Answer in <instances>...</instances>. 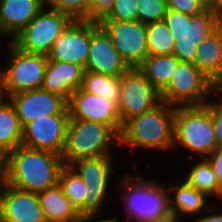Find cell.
<instances>
[{
    "label": "cell",
    "mask_w": 222,
    "mask_h": 222,
    "mask_svg": "<svg viewBox=\"0 0 222 222\" xmlns=\"http://www.w3.org/2000/svg\"><path fill=\"white\" fill-rule=\"evenodd\" d=\"M64 166L61 155L21 145L5 156L1 179L14 188L39 193L58 184Z\"/></svg>",
    "instance_id": "obj_1"
},
{
    "label": "cell",
    "mask_w": 222,
    "mask_h": 222,
    "mask_svg": "<svg viewBox=\"0 0 222 222\" xmlns=\"http://www.w3.org/2000/svg\"><path fill=\"white\" fill-rule=\"evenodd\" d=\"M123 174L118 177V192L123 201L125 220L133 222H174L169 202V191L158 180H145L140 175Z\"/></svg>",
    "instance_id": "obj_2"
},
{
    "label": "cell",
    "mask_w": 222,
    "mask_h": 222,
    "mask_svg": "<svg viewBox=\"0 0 222 222\" xmlns=\"http://www.w3.org/2000/svg\"><path fill=\"white\" fill-rule=\"evenodd\" d=\"M175 106L162 101L153 109L129 119L120 135V147L130 153L136 149L173 150ZM164 150V151H163Z\"/></svg>",
    "instance_id": "obj_3"
},
{
    "label": "cell",
    "mask_w": 222,
    "mask_h": 222,
    "mask_svg": "<svg viewBox=\"0 0 222 222\" xmlns=\"http://www.w3.org/2000/svg\"><path fill=\"white\" fill-rule=\"evenodd\" d=\"M178 148L190 151V160L206 158L217 148L213 117L205 105L175 106L173 150Z\"/></svg>",
    "instance_id": "obj_4"
},
{
    "label": "cell",
    "mask_w": 222,
    "mask_h": 222,
    "mask_svg": "<svg viewBox=\"0 0 222 222\" xmlns=\"http://www.w3.org/2000/svg\"><path fill=\"white\" fill-rule=\"evenodd\" d=\"M120 150V135L102 122L69 119L62 158L65 165L80 158L113 155Z\"/></svg>",
    "instance_id": "obj_5"
},
{
    "label": "cell",
    "mask_w": 222,
    "mask_h": 222,
    "mask_svg": "<svg viewBox=\"0 0 222 222\" xmlns=\"http://www.w3.org/2000/svg\"><path fill=\"white\" fill-rule=\"evenodd\" d=\"M164 21L175 38L173 55L180 62L192 64L195 63L198 45L220 26L212 8H206L203 12L191 16L167 10Z\"/></svg>",
    "instance_id": "obj_6"
},
{
    "label": "cell",
    "mask_w": 222,
    "mask_h": 222,
    "mask_svg": "<svg viewBox=\"0 0 222 222\" xmlns=\"http://www.w3.org/2000/svg\"><path fill=\"white\" fill-rule=\"evenodd\" d=\"M72 22L69 16L46 5L10 42L22 52L48 55Z\"/></svg>",
    "instance_id": "obj_7"
},
{
    "label": "cell",
    "mask_w": 222,
    "mask_h": 222,
    "mask_svg": "<svg viewBox=\"0 0 222 222\" xmlns=\"http://www.w3.org/2000/svg\"><path fill=\"white\" fill-rule=\"evenodd\" d=\"M217 89L195 64L180 62L161 99L173 106L204 105Z\"/></svg>",
    "instance_id": "obj_8"
},
{
    "label": "cell",
    "mask_w": 222,
    "mask_h": 222,
    "mask_svg": "<svg viewBox=\"0 0 222 222\" xmlns=\"http://www.w3.org/2000/svg\"><path fill=\"white\" fill-rule=\"evenodd\" d=\"M8 45V59L1 67L6 97L22 91L40 89L48 56L22 52L11 42Z\"/></svg>",
    "instance_id": "obj_9"
},
{
    "label": "cell",
    "mask_w": 222,
    "mask_h": 222,
    "mask_svg": "<svg viewBox=\"0 0 222 222\" xmlns=\"http://www.w3.org/2000/svg\"><path fill=\"white\" fill-rule=\"evenodd\" d=\"M113 155L80 158L69 164L86 186L85 217L100 215L114 174ZM106 197V198H105Z\"/></svg>",
    "instance_id": "obj_10"
},
{
    "label": "cell",
    "mask_w": 222,
    "mask_h": 222,
    "mask_svg": "<svg viewBox=\"0 0 222 222\" xmlns=\"http://www.w3.org/2000/svg\"><path fill=\"white\" fill-rule=\"evenodd\" d=\"M119 115L124 125L162 102L161 92L138 68H130L120 76Z\"/></svg>",
    "instance_id": "obj_11"
},
{
    "label": "cell",
    "mask_w": 222,
    "mask_h": 222,
    "mask_svg": "<svg viewBox=\"0 0 222 222\" xmlns=\"http://www.w3.org/2000/svg\"><path fill=\"white\" fill-rule=\"evenodd\" d=\"M69 119L67 106L59 114L36 118L23 127L22 145L62 155Z\"/></svg>",
    "instance_id": "obj_12"
},
{
    "label": "cell",
    "mask_w": 222,
    "mask_h": 222,
    "mask_svg": "<svg viewBox=\"0 0 222 222\" xmlns=\"http://www.w3.org/2000/svg\"><path fill=\"white\" fill-rule=\"evenodd\" d=\"M115 49L130 68H138L148 56L146 24L133 21H101Z\"/></svg>",
    "instance_id": "obj_13"
},
{
    "label": "cell",
    "mask_w": 222,
    "mask_h": 222,
    "mask_svg": "<svg viewBox=\"0 0 222 222\" xmlns=\"http://www.w3.org/2000/svg\"><path fill=\"white\" fill-rule=\"evenodd\" d=\"M67 107L70 119L102 122L121 135L123 124L114 101L78 88L67 101Z\"/></svg>",
    "instance_id": "obj_14"
},
{
    "label": "cell",
    "mask_w": 222,
    "mask_h": 222,
    "mask_svg": "<svg viewBox=\"0 0 222 222\" xmlns=\"http://www.w3.org/2000/svg\"><path fill=\"white\" fill-rule=\"evenodd\" d=\"M129 69L105 29L99 23L91 22V43L84 70L120 77Z\"/></svg>",
    "instance_id": "obj_15"
},
{
    "label": "cell",
    "mask_w": 222,
    "mask_h": 222,
    "mask_svg": "<svg viewBox=\"0 0 222 222\" xmlns=\"http://www.w3.org/2000/svg\"><path fill=\"white\" fill-rule=\"evenodd\" d=\"M0 215L3 222H47L38 193L23 191L0 179Z\"/></svg>",
    "instance_id": "obj_16"
},
{
    "label": "cell",
    "mask_w": 222,
    "mask_h": 222,
    "mask_svg": "<svg viewBox=\"0 0 222 222\" xmlns=\"http://www.w3.org/2000/svg\"><path fill=\"white\" fill-rule=\"evenodd\" d=\"M91 43V21H73L58 37L48 60L70 62L86 67Z\"/></svg>",
    "instance_id": "obj_17"
},
{
    "label": "cell",
    "mask_w": 222,
    "mask_h": 222,
    "mask_svg": "<svg viewBox=\"0 0 222 222\" xmlns=\"http://www.w3.org/2000/svg\"><path fill=\"white\" fill-rule=\"evenodd\" d=\"M8 98L16 109L22 127L38 117L59 114L67 106L63 97L41 88L18 92Z\"/></svg>",
    "instance_id": "obj_18"
},
{
    "label": "cell",
    "mask_w": 222,
    "mask_h": 222,
    "mask_svg": "<svg viewBox=\"0 0 222 222\" xmlns=\"http://www.w3.org/2000/svg\"><path fill=\"white\" fill-rule=\"evenodd\" d=\"M46 5L45 0H0V33L12 40Z\"/></svg>",
    "instance_id": "obj_19"
},
{
    "label": "cell",
    "mask_w": 222,
    "mask_h": 222,
    "mask_svg": "<svg viewBox=\"0 0 222 222\" xmlns=\"http://www.w3.org/2000/svg\"><path fill=\"white\" fill-rule=\"evenodd\" d=\"M84 69L74 63L47 60L41 89L55 93L66 101L81 87Z\"/></svg>",
    "instance_id": "obj_20"
},
{
    "label": "cell",
    "mask_w": 222,
    "mask_h": 222,
    "mask_svg": "<svg viewBox=\"0 0 222 222\" xmlns=\"http://www.w3.org/2000/svg\"><path fill=\"white\" fill-rule=\"evenodd\" d=\"M170 211L174 222H180L183 217L201 214L202 210H206L207 199L209 198L205 193L196 190L190 186L185 180L181 184H168ZM172 191V192H171ZM173 194V195H172Z\"/></svg>",
    "instance_id": "obj_21"
},
{
    "label": "cell",
    "mask_w": 222,
    "mask_h": 222,
    "mask_svg": "<svg viewBox=\"0 0 222 222\" xmlns=\"http://www.w3.org/2000/svg\"><path fill=\"white\" fill-rule=\"evenodd\" d=\"M194 64L218 88H222V25L198 45Z\"/></svg>",
    "instance_id": "obj_22"
},
{
    "label": "cell",
    "mask_w": 222,
    "mask_h": 222,
    "mask_svg": "<svg viewBox=\"0 0 222 222\" xmlns=\"http://www.w3.org/2000/svg\"><path fill=\"white\" fill-rule=\"evenodd\" d=\"M38 197L47 222H83L59 184L39 192Z\"/></svg>",
    "instance_id": "obj_23"
},
{
    "label": "cell",
    "mask_w": 222,
    "mask_h": 222,
    "mask_svg": "<svg viewBox=\"0 0 222 222\" xmlns=\"http://www.w3.org/2000/svg\"><path fill=\"white\" fill-rule=\"evenodd\" d=\"M23 127L9 98L0 103V151L4 156L22 145Z\"/></svg>",
    "instance_id": "obj_24"
},
{
    "label": "cell",
    "mask_w": 222,
    "mask_h": 222,
    "mask_svg": "<svg viewBox=\"0 0 222 222\" xmlns=\"http://www.w3.org/2000/svg\"><path fill=\"white\" fill-rule=\"evenodd\" d=\"M179 63L174 55H148L138 69L162 92L169 85Z\"/></svg>",
    "instance_id": "obj_25"
},
{
    "label": "cell",
    "mask_w": 222,
    "mask_h": 222,
    "mask_svg": "<svg viewBox=\"0 0 222 222\" xmlns=\"http://www.w3.org/2000/svg\"><path fill=\"white\" fill-rule=\"evenodd\" d=\"M184 180L193 188L205 193L209 200L210 198L217 197L222 200V190L218 187L216 175L206 158H198L190 167L189 172L186 173Z\"/></svg>",
    "instance_id": "obj_26"
},
{
    "label": "cell",
    "mask_w": 222,
    "mask_h": 222,
    "mask_svg": "<svg viewBox=\"0 0 222 222\" xmlns=\"http://www.w3.org/2000/svg\"><path fill=\"white\" fill-rule=\"evenodd\" d=\"M84 92L101 95L117 105L120 99V77L84 70L80 87Z\"/></svg>",
    "instance_id": "obj_27"
},
{
    "label": "cell",
    "mask_w": 222,
    "mask_h": 222,
    "mask_svg": "<svg viewBox=\"0 0 222 222\" xmlns=\"http://www.w3.org/2000/svg\"><path fill=\"white\" fill-rule=\"evenodd\" d=\"M58 184L72 206L85 218L86 186L84 181L69 165H65L60 171Z\"/></svg>",
    "instance_id": "obj_28"
},
{
    "label": "cell",
    "mask_w": 222,
    "mask_h": 222,
    "mask_svg": "<svg viewBox=\"0 0 222 222\" xmlns=\"http://www.w3.org/2000/svg\"><path fill=\"white\" fill-rule=\"evenodd\" d=\"M148 55H173L175 38L164 20L146 25Z\"/></svg>",
    "instance_id": "obj_29"
},
{
    "label": "cell",
    "mask_w": 222,
    "mask_h": 222,
    "mask_svg": "<svg viewBox=\"0 0 222 222\" xmlns=\"http://www.w3.org/2000/svg\"><path fill=\"white\" fill-rule=\"evenodd\" d=\"M47 5L73 21H90V0H48Z\"/></svg>",
    "instance_id": "obj_30"
},
{
    "label": "cell",
    "mask_w": 222,
    "mask_h": 222,
    "mask_svg": "<svg viewBox=\"0 0 222 222\" xmlns=\"http://www.w3.org/2000/svg\"><path fill=\"white\" fill-rule=\"evenodd\" d=\"M167 10L166 0H138V20L143 24L164 20Z\"/></svg>",
    "instance_id": "obj_31"
},
{
    "label": "cell",
    "mask_w": 222,
    "mask_h": 222,
    "mask_svg": "<svg viewBox=\"0 0 222 222\" xmlns=\"http://www.w3.org/2000/svg\"><path fill=\"white\" fill-rule=\"evenodd\" d=\"M138 20V0H115L111 12L102 21Z\"/></svg>",
    "instance_id": "obj_32"
},
{
    "label": "cell",
    "mask_w": 222,
    "mask_h": 222,
    "mask_svg": "<svg viewBox=\"0 0 222 222\" xmlns=\"http://www.w3.org/2000/svg\"><path fill=\"white\" fill-rule=\"evenodd\" d=\"M214 95H217L216 97L221 100L217 102L214 100L212 102L207 101L204 105L209 109L213 117L216 134V146L217 148H222V88H218L214 92Z\"/></svg>",
    "instance_id": "obj_33"
},
{
    "label": "cell",
    "mask_w": 222,
    "mask_h": 222,
    "mask_svg": "<svg viewBox=\"0 0 222 222\" xmlns=\"http://www.w3.org/2000/svg\"><path fill=\"white\" fill-rule=\"evenodd\" d=\"M168 10H175L187 15H196L203 12L207 7L199 0H166Z\"/></svg>",
    "instance_id": "obj_34"
},
{
    "label": "cell",
    "mask_w": 222,
    "mask_h": 222,
    "mask_svg": "<svg viewBox=\"0 0 222 222\" xmlns=\"http://www.w3.org/2000/svg\"><path fill=\"white\" fill-rule=\"evenodd\" d=\"M115 0H90V21L100 23L112 10Z\"/></svg>",
    "instance_id": "obj_35"
},
{
    "label": "cell",
    "mask_w": 222,
    "mask_h": 222,
    "mask_svg": "<svg viewBox=\"0 0 222 222\" xmlns=\"http://www.w3.org/2000/svg\"><path fill=\"white\" fill-rule=\"evenodd\" d=\"M206 159L216 175L218 187L222 190V148H216Z\"/></svg>",
    "instance_id": "obj_36"
},
{
    "label": "cell",
    "mask_w": 222,
    "mask_h": 222,
    "mask_svg": "<svg viewBox=\"0 0 222 222\" xmlns=\"http://www.w3.org/2000/svg\"><path fill=\"white\" fill-rule=\"evenodd\" d=\"M222 204V203H221ZM214 208V209H213ZM212 208V206H209L207 209H206V211H204V212H206V216L204 215V216H200V217H197L195 220V222H222V214L220 213H215L216 211L215 210H217V207L216 206H214Z\"/></svg>",
    "instance_id": "obj_37"
},
{
    "label": "cell",
    "mask_w": 222,
    "mask_h": 222,
    "mask_svg": "<svg viewBox=\"0 0 222 222\" xmlns=\"http://www.w3.org/2000/svg\"><path fill=\"white\" fill-rule=\"evenodd\" d=\"M98 215H92V216H89V217H85L83 218V222H119L118 221V217L114 215L113 218H107V219H100L98 220Z\"/></svg>",
    "instance_id": "obj_38"
},
{
    "label": "cell",
    "mask_w": 222,
    "mask_h": 222,
    "mask_svg": "<svg viewBox=\"0 0 222 222\" xmlns=\"http://www.w3.org/2000/svg\"><path fill=\"white\" fill-rule=\"evenodd\" d=\"M213 9L216 12L220 25H222V0H217Z\"/></svg>",
    "instance_id": "obj_39"
},
{
    "label": "cell",
    "mask_w": 222,
    "mask_h": 222,
    "mask_svg": "<svg viewBox=\"0 0 222 222\" xmlns=\"http://www.w3.org/2000/svg\"><path fill=\"white\" fill-rule=\"evenodd\" d=\"M6 98L7 97L4 92L3 74H2V70L0 69V103Z\"/></svg>",
    "instance_id": "obj_40"
},
{
    "label": "cell",
    "mask_w": 222,
    "mask_h": 222,
    "mask_svg": "<svg viewBox=\"0 0 222 222\" xmlns=\"http://www.w3.org/2000/svg\"><path fill=\"white\" fill-rule=\"evenodd\" d=\"M4 169H5V156L0 151V179L3 176Z\"/></svg>",
    "instance_id": "obj_41"
},
{
    "label": "cell",
    "mask_w": 222,
    "mask_h": 222,
    "mask_svg": "<svg viewBox=\"0 0 222 222\" xmlns=\"http://www.w3.org/2000/svg\"><path fill=\"white\" fill-rule=\"evenodd\" d=\"M207 8H214L217 0H199Z\"/></svg>",
    "instance_id": "obj_42"
}]
</instances>
